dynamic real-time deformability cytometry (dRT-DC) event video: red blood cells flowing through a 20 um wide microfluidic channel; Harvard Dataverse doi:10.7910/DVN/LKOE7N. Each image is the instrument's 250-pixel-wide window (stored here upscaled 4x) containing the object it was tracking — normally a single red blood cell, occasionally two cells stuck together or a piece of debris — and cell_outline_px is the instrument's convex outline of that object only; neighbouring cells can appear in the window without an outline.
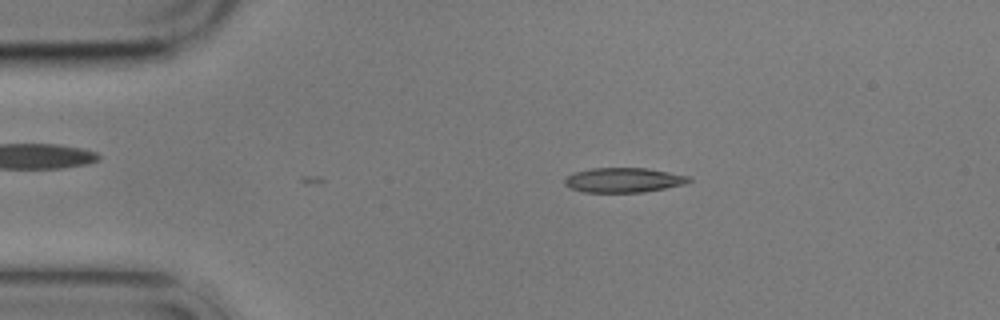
{"species": "common noctule bat (a hibernating species)", "species_latin": "Nyctalus noctula", "temperature_condition": "cold", "stored_images_in_passage": 3, "camera_frame_rate_fps": 3000, "um_per_image_px": 0.085, "animal": {"sex": "male", "body_mass_g": 17.9}, "frame": {"image": 1, "passage_image": 3, "time_ms": 2.333, "image_size_px": [1000, 320], "cell_outline_px": [[692, 180], [684, 184], [644, 192], [584, 192], [572, 188], [564, 184], [564, 180], [568, 176], [576, 172], [592, 168], [648, 168], [692, 176]], "centroid_in_image_um": [53.05, 15.3], "position_along_channel_um": 31.9, "area_um2": 17.8}}